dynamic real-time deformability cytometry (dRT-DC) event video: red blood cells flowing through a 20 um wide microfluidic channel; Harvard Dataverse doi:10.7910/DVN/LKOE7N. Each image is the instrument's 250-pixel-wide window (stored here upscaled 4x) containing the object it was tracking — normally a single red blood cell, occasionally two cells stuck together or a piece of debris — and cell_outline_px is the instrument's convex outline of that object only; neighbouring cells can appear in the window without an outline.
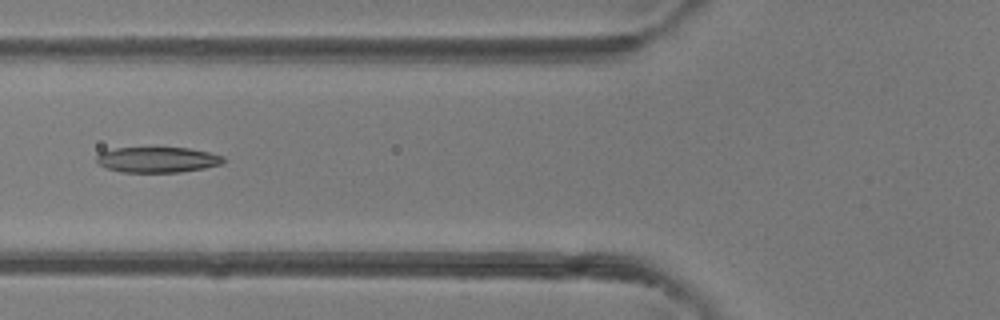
{"species": "common noctule bat (a hibernating species)", "species_latin": "Nyctalus noctula", "temperature_condition": "room temperature", "stored_images_in_passage": 5, "camera_frame_rate_fps": 3000, "um_per_image_px": 0.085, "animal": {"sex": "female"}, "frame": {"image": 1, "passage_image": 5, "time_ms": 4.333, "image_size_px": [1000, 320], "cell_outline_px": [[228, 160], [220, 164], [204, 168], [180, 172], [120, 172], [108, 168], [100, 164], [96, 160], [96, 156], [100, 152], [116, 148], [188, 148], [208, 152], [224, 156]], "centroid_in_image_um": [13.41, 13.57], "position_along_channel_um": 112.4, "area_um2": 18.79}}